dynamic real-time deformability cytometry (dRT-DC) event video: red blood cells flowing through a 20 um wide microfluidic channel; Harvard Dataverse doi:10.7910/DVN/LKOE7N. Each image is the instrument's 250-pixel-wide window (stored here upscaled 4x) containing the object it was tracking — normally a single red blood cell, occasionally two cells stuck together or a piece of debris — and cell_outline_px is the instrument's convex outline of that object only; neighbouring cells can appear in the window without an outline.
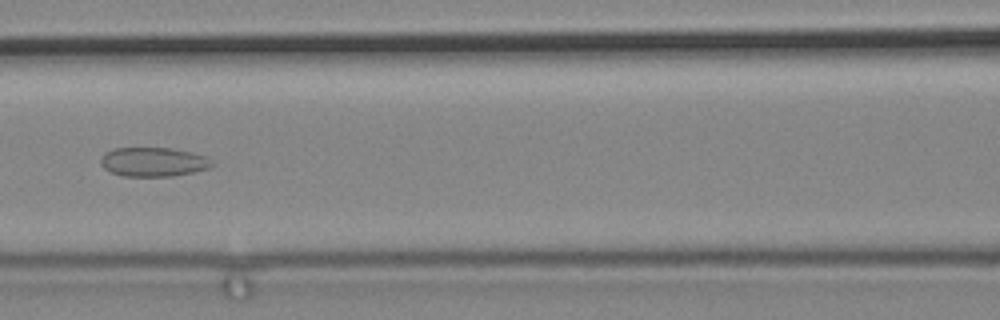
{"species": "common noctule bat (a hibernating species)", "species_latin": "Nyctalus noctula", "temperature_condition": "cold", "stored_images_in_passage": 5, "camera_frame_rate_fps": 3000, "um_per_image_px": 0.085, "animal": {"sex": "male", "body_mass_g": 19.2, "forearm_length_mm": 51.8}, "frame": {"image": 1, "passage_image": 3, "time_ms": 0.667, "image_size_px": [1000, 320], "cell_outline_px": [[216, 164], [208, 168], [192, 172], [172, 176], [124, 176], [112, 172], [104, 168], [100, 164], [100, 160], [104, 152], [112, 148], [168, 148], [192, 152], [208, 156]], "centroid_in_image_um": [13.05, 13.75], "position_along_channel_um": 153.6, "area_um2": 19.02}}
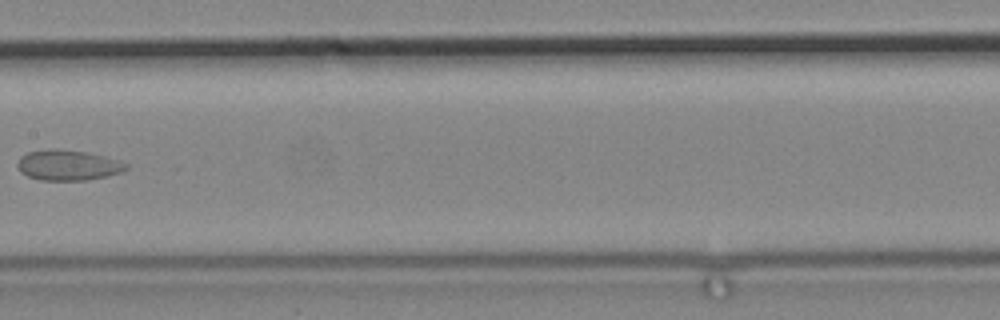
{"frame": {"image": 2, "passage_image": 4, "time_ms": 1.0, "image_size_px": [1000, 320], "cell_outline_px": [[128, 168], [124, 172], [108, 176], [88, 180], [40, 180], [28, 176], [20, 172], [16, 164], [20, 156], [28, 152], [48, 148], [56, 148], [88, 152], [120, 160], [128, 164]], "centroid_in_image_um": [5.8, 14.03], "position_along_channel_um": 201.6, "area_um2": 19.65}}
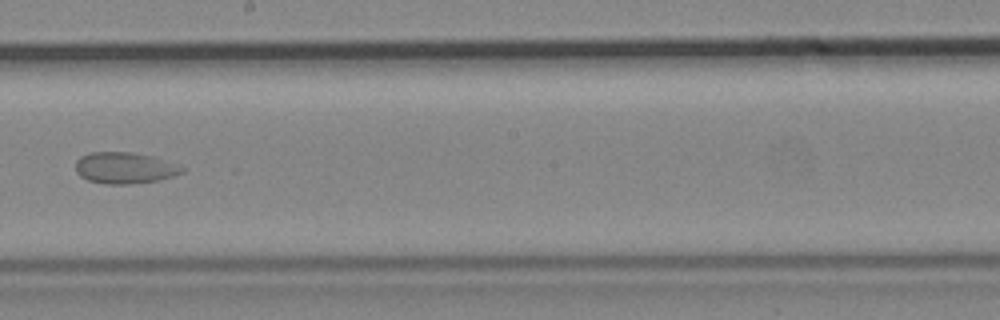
{"frame": {"image": 3, "passage_image": 5, "time_ms": 1.333, "image_size_px": [1000, 320], "cell_outline_px": [[184, 172], [160, 180], [128, 184], [108, 184], [88, 180], [80, 176], [76, 172], [76, 160], [80, 156], [88, 152], [132, 152], [152, 156], [184, 168]], "centroid_in_image_um": [10.55, 14.27], "position_along_channel_um": 237.7, "area_um2": 19.31}}